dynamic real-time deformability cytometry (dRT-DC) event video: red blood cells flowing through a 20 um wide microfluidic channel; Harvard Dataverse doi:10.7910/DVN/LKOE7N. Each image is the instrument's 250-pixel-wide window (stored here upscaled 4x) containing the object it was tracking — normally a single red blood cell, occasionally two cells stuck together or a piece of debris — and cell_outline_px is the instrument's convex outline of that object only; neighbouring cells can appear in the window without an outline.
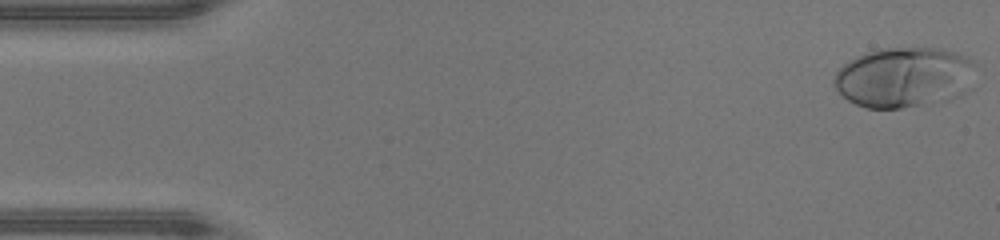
{"species": "human", "species_latin": "Homo sapiens", "temperature_condition": "warm", "stored_images_in_passage": 47, "camera_frame_rate_fps": 3000, "um_per_image_px": 0.085, "donor": {"sex": "male"}, "frame": {"image": 1, "passage_image": 1, "time_ms": 0.0, "image_size_px": [1000, 240], "cell_outline_px": [[972, 64], [964, 92], [960, 96], [940, 104], [900, 108], [868, 108], [856, 104], [848, 100], [836, 88], [832, 80], [836, 72], [844, 64], [856, 56], [880, 48], [940, 48], [956, 52], [968, 56], [972, 60]], "centroid_in_image_um": [76.81, 6.58], "position_along_channel_um": 8.2, "area_um2": 49.65}}
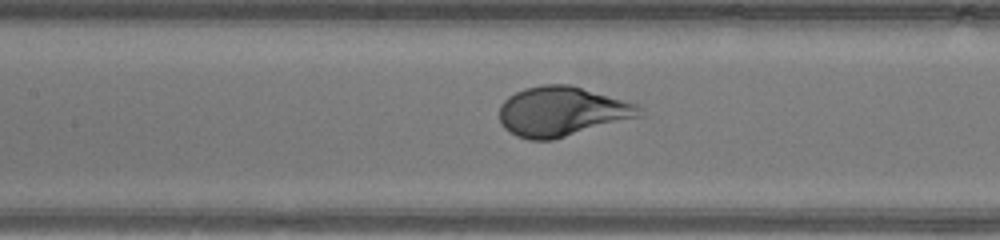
{"frame": {"image": 2, "passage_image": 21, "time_ms": 6.667, "image_size_px": [1000, 240], "cell_outline_px": [[644, 116], [552, 140], [528, 140], [516, 136], [504, 128], [500, 124], [500, 104], [508, 96], [524, 88], [540, 84], [568, 84], [640, 104]], "centroid_in_image_um": [47.78, 9.48], "position_along_channel_um": 159.6, "area_um2": 40.98}}
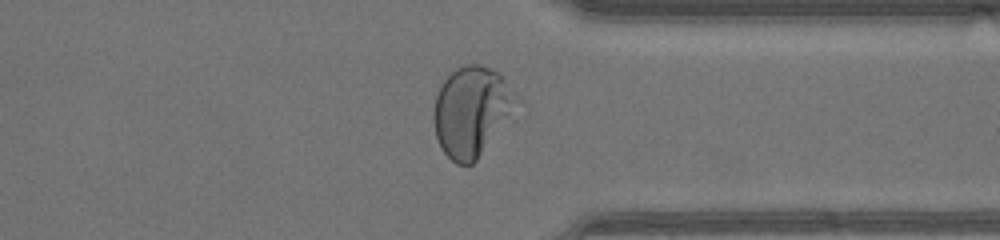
{"frame": {"image": 3, "passage_image": 36, "time_ms": 11.667, "image_size_px": [1000, 240], "cell_outline_px": [[516, 100], [476, 160], [472, 164], [456, 164], [444, 152], [436, 136], [432, 120], [432, 112], [436, 96], [444, 80], [456, 68], [464, 64], [480, 64], [500, 72], [516, 96]], "centroid_in_image_um": [39.97, 9.41], "position_along_channel_um": 371.4, "area_um2": 41.67}, "authors_computed_cell_mechanics": {"area_um2": 41.6738, "velocity_mm_per_s": 4.3054, "shape_relaxation_time_tau1_ms": 3.1047, "shape_relaxation_time_tau2_ms": null, "deformation_change_tau1": 0.2376, "deformation_change_tau2": null}}